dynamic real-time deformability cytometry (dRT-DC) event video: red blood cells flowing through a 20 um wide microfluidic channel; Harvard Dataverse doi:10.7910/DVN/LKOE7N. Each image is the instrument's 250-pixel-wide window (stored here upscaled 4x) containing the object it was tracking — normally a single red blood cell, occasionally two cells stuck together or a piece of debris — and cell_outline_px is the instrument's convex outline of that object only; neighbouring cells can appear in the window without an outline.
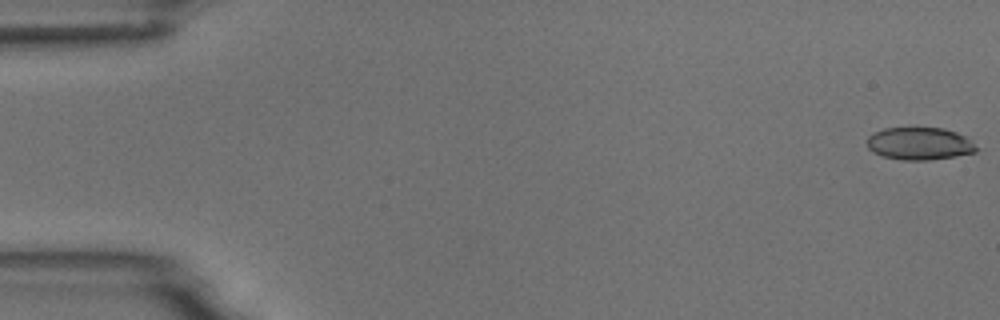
{"species": "common noctule bat (a hibernating species)", "species_latin": "Nyctalus noctula", "temperature_condition": "room temperature", "stored_images_in_passage": 54, "camera_frame_rate_fps": 3000, "um_per_image_px": 0.085, "animal": {"sex": "male", "body_mass_g": 18.8}, "frame": {"image": 1, "passage_image": 1, "time_ms": 0.0, "image_size_px": [1000, 320], "cell_outline_px": [[980, 148], [976, 152], [956, 156], [928, 160], [904, 160], [884, 156], [872, 152], [868, 148], [868, 136], [884, 128], [944, 128], [956, 132], [964, 136]], "centroid_in_image_um": [78.18, 12.21], "position_along_channel_um": 6.8, "area_um2": 20.63}}
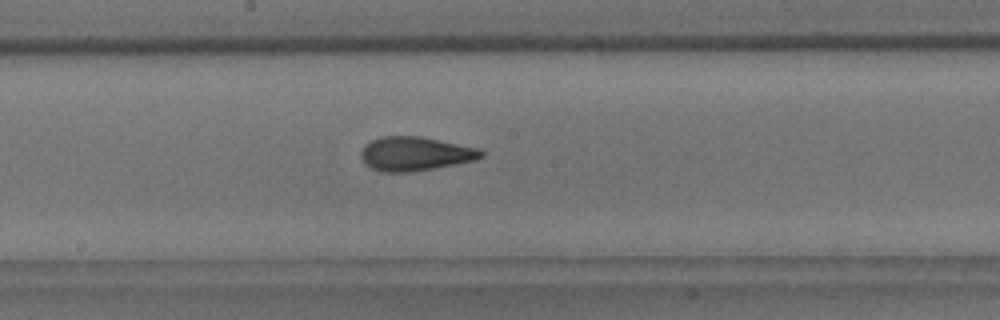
{"frame": {"image": 2, "passage_image": 29, "time_ms": 9.333, "image_size_px": [1000, 320], "cell_outline_px": [[484, 156], [476, 160], [456, 164], [408, 172], [380, 172], [364, 164], [360, 156], [360, 152], [364, 144], [380, 136], [420, 136], [476, 148], [484, 152]], "centroid_in_image_um": [35.23, 13.07], "position_along_channel_um": 213.0, "area_um2": 23.76}}
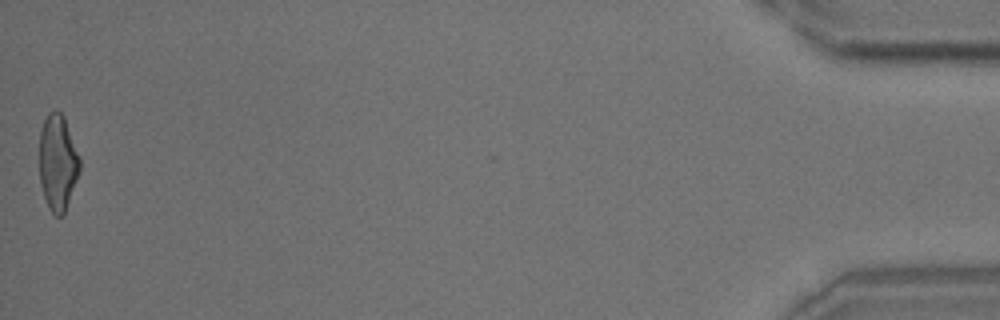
{"frame": {"image": 3, "passage_image": 54, "time_ms": 17.667, "image_size_px": [1000, 320], "cell_outline_px": [[80, 172], [64, 212], [60, 216], [56, 216], [48, 208], [40, 184], [40, 132], [44, 120], [48, 112], [56, 108], [64, 116], [80, 156]], "centroid_in_image_um": [4.91, 13.77], "position_along_channel_um": 430.3, "area_um2": 22.66}, "authors_computed_cell_mechanics": {"area_um2": 22.8888, "velocity_mm_per_s": 3.7615, "shape_relaxation_time_tau1_ms": null, "shape_relaxation_time_tau2_ms": 2.0237, "deformation_change_tau1": null, "deformation_change_tau2": 0.1142}}